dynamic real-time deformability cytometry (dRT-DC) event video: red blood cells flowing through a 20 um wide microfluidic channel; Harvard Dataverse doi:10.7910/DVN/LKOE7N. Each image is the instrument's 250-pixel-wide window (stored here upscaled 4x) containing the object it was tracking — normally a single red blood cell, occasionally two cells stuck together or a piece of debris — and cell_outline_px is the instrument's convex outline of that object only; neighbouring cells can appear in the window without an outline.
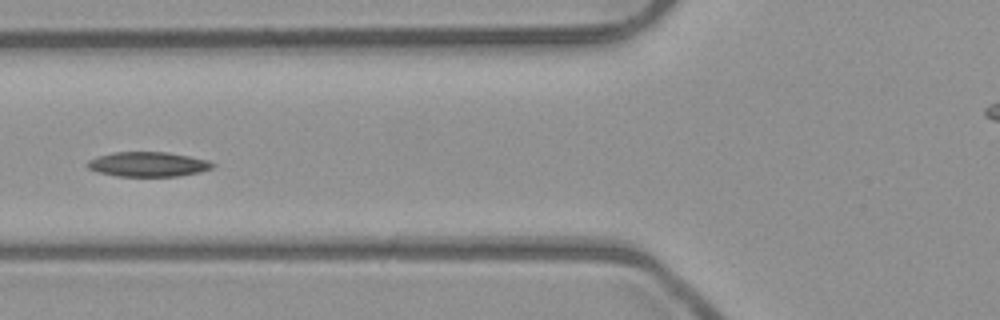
{"species": "common noctule bat (a hibernating species)", "species_latin": "Nyctalus noctula", "temperature_condition": "room temperature", "stored_images_in_passage": 5, "camera_frame_rate_fps": 3000, "um_per_image_px": 0.085, "animal": {"sex": "male", "body_mass_g": 23.1, "forearm_length_mm": 52.7}, "frame": {"image": 1, "passage_image": 5, "time_ms": 1.333, "image_size_px": [1000, 320], "cell_outline_px": [[216, 164], [212, 168], [200, 172], [176, 176], [116, 176], [96, 172], [88, 168], [88, 160], [96, 156], [112, 152], [168, 152], [208, 160]], "centroid_in_image_um": [12.56, 13.96], "position_along_channel_um": 113.2, "area_um2": 18.09}}